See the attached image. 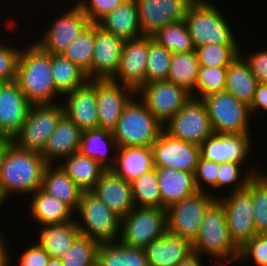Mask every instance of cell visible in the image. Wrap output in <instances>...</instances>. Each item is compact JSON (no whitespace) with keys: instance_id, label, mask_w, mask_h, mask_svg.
Listing matches in <instances>:
<instances>
[{"instance_id":"1","label":"cell","mask_w":267,"mask_h":266,"mask_svg":"<svg viewBox=\"0 0 267 266\" xmlns=\"http://www.w3.org/2000/svg\"><path fill=\"white\" fill-rule=\"evenodd\" d=\"M51 69L52 54L44 51L37 43L21 50L16 81L31 104H55L57 95L63 96L56 89Z\"/></svg>"},{"instance_id":"2","label":"cell","mask_w":267,"mask_h":266,"mask_svg":"<svg viewBox=\"0 0 267 266\" xmlns=\"http://www.w3.org/2000/svg\"><path fill=\"white\" fill-rule=\"evenodd\" d=\"M46 166L47 163L40 153L20 149L12 143L8 147L0 170L1 201H8L11 194L30 195L40 189Z\"/></svg>"},{"instance_id":"3","label":"cell","mask_w":267,"mask_h":266,"mask_svg":"<svg viewBox=\"0 0 267 266\" xmlns=\"http://www.w3.org/2000/svg\"><path fill=\"white\" fill-rule=\"evenodd\" d=\"M192 251L212 256L229 264L244 261L239 248L230 238L223 205L216 200L203 217L198 236L192 242Z\"/></svg>"},{"instance_id":"4","label":"cell","mask_w":267,"mask_h":266,"mask_svg":"<svg viewBox=\"0 0 267 266\" xmlns=\"http://www.w3.org/2000/svg\"><path fill=\"white\" fill-rule=\"evenodd\" d=\"M136 97L135 95L124 107L116 127L112 130L118 148L151 147L164 130L163 124Z\"/></svg>"},{"instance_id":"5","label":"cell","mask_w":267,"mask_h":266,"mask_svg":"<svg viewBox=\"0 0 267 266\" xmlns=\"http://www.w3.org/2000/svg\"><path fill=\"white\" fill-rule=\"evenodd\" d=\"M185 22L193 44L239 45L228 20L209 0H194L186 11Z\"/></svg>"},{"instance_id":"6","label":"cell","mask_w":267,"mask_h":266,"mask_svg":"<svg viewBox=\"0 0 267 266\" xmlns=\"http://www.w3.org/2000/svg\"><path fill=\"white\" fill-rule=\"evenodd\" d=\"M76 213L82 220H76L80 234L99 243L119 241L121 218L91 191L82 192Z\"/></svg>"},{"instance_id":"7","label":"cell","mask_w":267,"mask_h":266,"mask_svg":"<svg viewBox=\"0 0 267 266\" xmlns=\"http://www.w3.org/2000/svg\"><path fill=\"white\" fill-rule=\"evenodd\" d=\"M63 114L61 101L60 104H31L21 130L13 137V143L20 149L41 154Z\"/></svg>"},{"instance_id":"8","label":"cell","mask_w":267,"mask_h":266,"mask_svg":"<svg viewBox=\"0 0 267 266\" xmlns=\"http://www.w3.org/2000/svg\"><path fill=\"white\" fill-rule=\"evenodd\" d=\"M166 232V209L135 206L127 216L121 218L119 241L129 247L144 249Z\"/></svg>"},{"instance_id":"9","label":"cell","mask_w":267,"mask_h":266,"mask_svg":"<svg viewBox=\"0 0 267 266\" xmlns=\"http://www.w3.org/2000/svg\"><path fill=\"white\" fill-rule=\"evenodd\" d=\"M205 103L214 133H252L249 125L250 107L227 91L211 94Z\"/></svg>"},{"instance_id":"10","label":"cell","mask_w":267,"mask_h":266,"mask_svg":"<svg viewBox=\"0 0 267 266\" xmlns=\"http://www.w3.org/2000/svg\"><path fill=\"white\" fill-rule=\"evenodd\" d=\"M218 199L210 192L197 191L192 196L166 209L167 232L189 240L191 243L199 234L207 209Z\"/></svg>"},{"instance_id":"11","label":"cell","mask_w":267,"mask_h":266,"mask_svg":"<svg viewBox=\"0 0 267 266\" xmlns=\"http://www.w3.org/2000/svg\"><path fill=\"white\" fill-rule=\"evenodd\" d=\"M170 136L200 146L214 132L202 100L191 98L165 125Z\"/></svg>"},{"instance_id":"12","label":"cell","mask_w":267,"mask_h":266,"mask_svg":"<svg viewBox=\"0 0 267 266\" xmlns=\"http://www.w3.org/2000/svg\"><path fill=\"white\" fill-rule=\"evenodd\" d=\"M141 100L153 116L165 125L191 98L186 89L168 80L154 81L144 84L136 96Z\"/></svg>"},{"instance_id":"13","label":"cell","mask_w":267,"mask_h":266,"mask_svg":"<svg viewBox=\"0 0 267 266\" xmlns=\"http://www.w3.org/2000/svg\"><path fill=\"white\" fill-rule=\"evenodd\" d=\"M217 200L223 205L230 238L240 249L257 235L253 219L252 193L246 187L239 191L230 192L229 195Z\"/></svg>"},{"instance_id":"14","label":"cell","mask_w":267,"mask_h":266,"mask_svg":"<svg viewBox=\"0 0 267 266\" xmlns=\"http://www.w3.org/2000/svg\"><path fill=\"white\" fill-rule=\"evenodd\" d=\"M151 148L156 168L195 173L200 157L198 145L174 138L163 130Z\"/></svg>"},{"instance_id":"15","label":"cell","mask_w":267,"mask_h":266,"mask_svg":"<svg viewBox=\"0 0 267 266\" xmlns=\"http://www.w3.org/2000/svg\"><path fill=\"white\" fill-rule=\"evenodd\" d=\"M91 23L83 10L75 4L60 15L45 31L41 40L35 43L50 54H61Z\"/></svg>"},{"instance_id":"16","label":"cell","mask_w":267,"mask_h":266,"mask_svg":"<svg viewBox=\"0 0 267 266\" xmlns=\"http://www.w3.org/2000/svg\"><path fill=\"white\" fill-rule=\"evenodd\" d=\"M252 133H213L199 147L200 157L218 164L248 161L253 150Z\"/></svg>"},{"instance_id":"17","label":"cell","mask_w":267,"mask_h":266,"mask_svg":"<svg viewBox=\"0 0 267 266\" xmlns=\"http://www.w3.org/2000/svg\"><path fill=\"white\" fill-rule=\"evenodd\" d=\"M148 53L149 36L124 41L118 69L110 80L137 92L145 84Z\"/></svg>"},{"instance_id":"18","label":"cell","mask_w":267,"mask_h":266,"mask_svg":"<svg viewBox=\"0 0 267 266\" xmlns=\"http://www.w3.org/2000/svg\"><path fill=\"white\" fill-rule=\"evenodd\" d=\"M143 35L152 36L169 23L185 20L194 0H135Z\"/></svg>"},{"instance_id":"19","label":"cell","mask_w":267,"mask_h":266,"mask_svg":"<svg viewBox=\"0 0 267 266\" xmlns=\"http://www.w3.org/2000/svg\"><path fill=\"white\" fill-rule=\"evenodd\" d=\"M136 95L129 88L110 79L96 80V103L99 128L112 131L119 121L124 107Z\"/></svg>"},{"instance_id":"20","label":"cell","mask_w":267,"mask_h":266,"mask_svg":"<svg viewBox=\"0 0 267 266\" xmlns=\"http://www.w3.org/2000/svg\"><path fill=\"white\" fill-rule=\"evenodd\" d=\"M30 107L16 80L0 82V136L13 138L21 130Z\"/></svg>"},{"instance_id":"21","label":"cell","mask_w":267,"mask_h":266,"mask_svg":"<svg viewBox=\"0 0 267 266\" xmlns=\"http://www.w3.org/2000/svg\"><path fill=\"white\" fill-rule=\"evenodd\" d=\"M124 40L95 23L91 80L111 79L118 69Z\"/></svg>"},{"instance_id":"22","label":"cell","mask_w":267,"mask_h":266,"mask_svg":"<svg viewBox=\"0 0 267 266\" xmlns=\"http://www.w3.org/2000/svg\"><path fill=\"white\" fill-rule=\"evenodd\" d=\"M63 96L67 102H62L64 113L82 130L99 128L96 80H88L84 85L67 92Z\"/></svg>"},{"instance_id":"23","label":"cell","mask_w":267,"mask_h":266,"mask_svg":"<svg viewBox=\"0 0 267 266\" xmlns=\"http://www.w3.org/2000/svg\"><path fill=\"white\" fill-rule=\"evenodd\" d=\"M91 192L120 218L127 216L135 208L131 183L115 175L110 169L102 174Z\"/></svg>"},{"instance_id":"24","label":"cell","mask_w":267,"mask_h":266,"mask_svg":"<svg viewBox=\"0 0 267 266\" xmlns=\"http://www.w3.org/2000/svg\"><path fill=\"white\" fill-rule=\"evenodd\" d=\"M81 133L82 130L64 113L41 153L44 161L47 164H57V160L61 162L64 158L79 152Z\"/></svg>"},{"instance_id":"25","label":"cell","mask_w":267,"mask_h":266,"mask_svg":"<svg viewBox=\"0 0 267 266\" xmlns=\"http://www.w3.org/2000/svg\"><path fill=\"white\" fill-rule=\"evenodd\" d=\"M144 252L149 266H177L193 251L189 240L166 232L151 241Z\"/></svg>"},{"instance_id":"26","label":"cell","mask_w":267,"mask_h":266,"mask_svg":"<svg viewBox=\"0 0 267 266\" xmlns=\"http://www.w3.org/2000/svg\"><path fill=\"white\" fill-rule=\"evenodd\" d=\"M97 24L124 41L144 36L139 23L138 7L135 0H126L101 18Z\"/></svg>"},{"instance_id":"27","label":"cell","mask_w":267,"mask_h":266,"mask_svg":"<svg viewBox=\"0 0 267 266\" xmlns=\"http://www.w3.org/2000/svg\"><path fill=\"white\" fill-rule=\"evenodd\" d=\"M157 174L162 209H167L198 191L193 173L171 168H157Z\"/></svg>"},{"instance_id":"28","label":"cell","mask_w":267,"mask_h":266,"mask_svg":"<svg viewBox=\"0 0 267 266\" xmlns=\"http://www.w3.org/2000/svg\"><path fill=\"white\" fill-rule=\"evenodd\" d=\"M153 168L155 166L151 147H121L116 151V159L110 170L131 183Z\"/></svg>"},{"instance_id":"29","label":"cell","mask_w":267,"mask_h":266,"mask_svg":"<svg viewBox=\"0 0 267 266\" xmlns=\"http://www.w3.org/2000/svg\"><path fill=\"white\" fill-rule=\"evenodd\" d=\"M41 189L66 204L74 213L77 211L83 191L61 166L47 164L42 176Z\"/></svg>"},{"instance_id":"30","label":"cell","mask_w":267,"mask_h":266,"mask_svg":"<svg viewBox=\"0 0 267 266\" xmlns=\"http://www.w3.org/2000/svg\"><path fill=\"white\" fill-rule=\"evenodd\" d=\"M30 199V216L41 227L46 225L63 224L74 221V213L66 204L44 192L41 188L35 191ZM73 217V218H72Z\"/></svg>"},{"instance_id":"31","label":"cell","mask_w":267,"mask_h":266,"mask_svg":"<svg viewBox=\"0 0 267 266\" xmlns=\"http://www.w3.org/2000/svg\"><path fill=\"white\" fill-rule=\"evenodd\" d=\"M113 151L112 157L108 154ZM118 146L113 137L112 131L103 128H96L82 131L79 152L99 162L106 169H110L116 159Z\"/></svg>"},{"instance_id":"32","label":"cell","mask_w":267,"mask_h":266,"mask_svg":"<svg viewBox=\"0 0 267 266\" xmlns=\"http://www.w3.org/2000/svg\"><path fill=\"white\" fill-rule=\"evenodd\" d=\"M58 164L83 192L92 191L107 170L99 162L80 152L64 158Z\"/></svg>"},{"instance_id":"33","label":"cell","mask_w":267,"mask_h":266,"mask_svg":"<svg viewBox=\"0 0 267 266\" xmlns=\"http://www.w3.org/2000/svg\"><path fill=\"white\" fill-rule=\"evenodd\" d=\"M258 81L240 53L227 67L225 91L250 107Z\"/></svg>"},{"instance_id":"34","label":"cell","mask_w":267,"mask_h":266,"mask_svg":"<svg viewBox=\"0 0 267 266\" xmlns=\"http://www.w3.org/2000/svg\"><path fill=\"white\" fill-rule=\"evenodd\" d=\"M39 245L51 258L60 259L80 234L76 220L63 224L46 225L40 229Z\"/></svg>"},{"instance_id":"35","label":"cell","mask_w":267,"mask_h":266,"mask_svg":"<svg viewBox=\"0 0 267 266\" xmlns=\"http://www.w3.org/2000/svg\"><path fill=\"white\" fill-rule=\"evenodd\" d=\"M97 266H149L143 248L129 247L120 241L100 243Z\"/></svg>"},{"instance_id":"36","label":"cell","mask_w":267,"mask_h":266,"mask_svg":"<svg viewBox=\"0 0 267 266\" xmlns=\"http://www.w3.org/2000/svg\"><path fill=\"white\" fill-rule=\"evenodd\" d=\"M199 68L196 51L172 53L167 80L192 94L195 90Z\"/></svg>"},{"instance_id":"37","label":"cell","mask_w":267,"mask_h":266,"mask_svg":"<svg viewBox=\"0 0 267 266\" xmlns=\"http://www.w3.org/2000/svg\"><path fill=\"white\" fill-rule=\"evenodd\" d=\"M51 70L56 89L62 95L84 85L89 80L85 71L61 54H52Z\"/></svg>"},{"instance_id":"38","label":"cell","mask_w":267,"mask_h":266,"mask_svg":"<svg viewBox=\"0 0 267 266\" xmlns=\"http://www.w3.org/2000/svg\"><path fill=\"white\" fill-rule=\"evenodd\" d=\"M95 45V23H91L61 55L79 66L91 80V65Z\"/></svg>"},{"instance_id":"39","label":"cell","mask_w":267,"mask_h":266,"mask_svg":"<svg viewBox=\"0 0 267 266\" xmlns=\"http://www.w3.org/2000/svg\"><path fill=\"white\" fill-rule=\"evenodd\" d=\"M153 39L172 53L195 51L185 20L172 22L152 35Z\"/></svg>"},{"instance_id":"40","label":"cell","mask_w":267,"mask_h":266,"mask_svg":"<svg viewBox=\"0 0 267 266\" xmlns=\"http://www.w3.org/2000/svg\"><path fill=\"white\" fill-rule=\"evenodd\" d=\"M135 206L162 209L157 168H153L131 182Z\"/></svg>"},{"instance_id":"41","label":"cell","mask_w":267,"mask_h":266,"mask_svg":"<svg viewBox=\"0 0 267 266\" xmlns=\"http://www.w3.org/2000/svg\"><path fill=\"white\" fill-rule=\"evenodd\" d=\"M99 245L90 237L79 234L60 258L63 266H97Z\"/></svg>"},{"instance_id":"42","label":"cell","mask_w":267,"mask_h":266,"mask_svg":"<svg viewBox=\"0 0 267 266\" xmlns=\"http://www.w3.org/2000/svg\"><path fill=\"white\" fill-rule=\"evenodd\" d=\"M247 188L252 193L254 203V226L257 234L267 232V172L253 175L248 181Z\"/></svg>"},{"instance_id":"43","label":"cell","mask_w":267,"mask_h":266,"mask_svg":"<svg viewBox=\"0 0 267 266\" xmlns=\"http://www.w3.org/2000/svg\"><path fill=\"white\" fill-rule=\"evenodd\" d=\"M172 52L149 36V53L147 58L145 84L167 80Z\"/></svg>"},{"instance_id":"44","label":"cell","mask_w":267,"mask_h":266,"mask_svg":"<svg viewBox=\"0 0 267 266\" xmlns=\"http://www.w3.org/2000/svg\"><path fill=\"white\" fill-rule=\"evenodd\" d=\"M226 75L227 67L200 66L192 98L202 100L211 94L225 91Z\"/></svg>"},{"instance_id":"45","label":"cell","mask_w":267,"mask_h":266,"mask_svg":"<svg viewBox=\"0 0 267 266\" xmlns=\"http://www.w3.org/2000/svg\"><path fill=\"white\" fill-rule=\"evenodd\" d=\"M239 45L205 44L195 48L200 66L228 67L239 55Z\"/></svg>"},{"instance_id":"46","label":"cell","mask_w":267,"mask_h":266,"mask_svg":"<svg viewBox=\"0 0 267 266\" xmlns=\"http://www.w3.org/2000/svg\"><path fill=\"white\" fill-rule=\"evenodd\" d=\"M244 165L243 163H233V162H224L219 164V171L217 176V189L225 188V186L234 184L235 189L233 191H239L247 187L248 181L253 177V175L260 174L258 167H250L251 169L242 170ZM258 168V169H257ZM241 171L245 173L241 175ZM241 177V178H240ZM240 179V180H239Z\"/></svg>"},{"instance_id":"47","label":"cell","mask_w":267,"mask_h":266,"mask_svg":"<svg viewBox=\"0 0 267 266\" xmlns=\"http://www.w3.org/2000/svg\"><path fill=\"white\" fill-rule=\"evenodd\" d=\"M21 49L0 43V82L16 80Z\"/></svg>"},{"instance_id":"48","label":"cell","mask_w":267,"mask_h":266,"mask_svg":"<svg viewBox=\"0 0 267 266\" xmlns=\"http://www.w3.org/2000/svg\"><path fill=\"white\" fill-rule=\"evenodd\" d=\"M239 253L243 260L252 259L256 266H267V235H255L239 249Z\"/></svg>"},{"instance_id":"49","label":"cell","mask_w":267,"mask_h":266,"mask_svg":"<svg viewBox=\"0 0 267 266\" xmlns=\"http://www.w3.org/2000/svg\"><path fill=\"white\" fill-rule=\"evenodd\" d=\"M126 0H78L76 3L92 23H97L106 14Z\"/></svg>"},{"instance_id":"50","label":"cell","mask_w":267,"mask_h":266,"mask_svg":"<svg viewBox=\"0 0 267 266\" xmlns=\"http://www.w3.org/2000/svg\"><path fill=\"white\" fill-rule=\"evenodd\" d=\"M218 171V163L199 157L197 167L194 173V183L196 189L198 191L207 192V188L202 186L204 182L208 184V186H211L213 189H217Z\"/></svg>"},{"instance_id":"51","label":"cell","mask_w":267,"mask_h":266,"mask_svg":"<svg viewBox=\"0 0 267 266\" xmlns=\"http://www.w3.org/2000/svg\"><path fill=\"white\" fill-rule=\"evenodd\" d=\"M50 258V255L37 242L28 247L18 260L20 266H47Z\"/></svg>"},{"instance_id":"52","label":"cell","mask_w":267,"mask_h":266,"mask_svg":"<svg viewBox=\"0 0 267 266\" xmlns=\"http://www.w3.org/2000/svg\"><path fill=\"white\" fill-rule=\"evenodd\" d=\"M250 66L251 72L257 78L258 83L267 84V50H257L249 56H244Z\"/></svg>"},{"instance_id":"53","label":"cell","mask_w":267,"mask_h":266,"mask_svg":"<svg viewBox=\"0 0 267 266\" xmlns=\"http://www.w3.org/2000/svg\"><path fill=\"white\" fill-rule=\"evenodd\" d=\"M267 111V84L258 83L253 100L250 105V112L257 114L256 111Z\"/></svg>"},{"instance_id":"54","label":"cell","mask_w":267,"mask_h":266,"mask_svg":"<svg viewBox=\"0 0 267 266\" xmlns=\"http://www.w3.org/2000/svg\"><path fill=\"white\" fill-rule=\"evenodd\" d=\"M2 234L0 233V266H10L11 265V254L8 251L10 248L7 245V241H5V237L1 236Z\"/></svg>"},{"instance_id":"55","label":"cell","mask_w":267,"mask_h":266,"mask_svg":"<svg viewBox=\"0 0 267 266\" xmlns=\"http://www.w3.org/2000/svg\"><path fill=\"white\" fill-rule=\"evenodd\" d=\"M201 255L192 252L184 260H182L177 266H204L200 260Z\"/></svg>"},{"instance_id":"56","label":"cell","mask_w":267,"mask_h":266,"mask_svg":"<svg viewBox=\"0 0 267 266\" xmlns=\"http://www.w3.org/2000/svg\"><path fill=\"white\" fill-rule=\"evenodd\" d=\"M13 143V138L0 136V170L8 147Z\"/></svg>"},{"instance_id":"57","label":"cell","mask_w":267,"mask_h":266,"mask_svg":"<svg viewBox=\"0 0 267 266\" xmlns=\"http://www.w3.org/2000/svg\"><path fill=\"white\" fill-rule=\"evenodd\" d=\"M47 266H63L61 259L50 258Z\"/></svg>"}]
</instances>
